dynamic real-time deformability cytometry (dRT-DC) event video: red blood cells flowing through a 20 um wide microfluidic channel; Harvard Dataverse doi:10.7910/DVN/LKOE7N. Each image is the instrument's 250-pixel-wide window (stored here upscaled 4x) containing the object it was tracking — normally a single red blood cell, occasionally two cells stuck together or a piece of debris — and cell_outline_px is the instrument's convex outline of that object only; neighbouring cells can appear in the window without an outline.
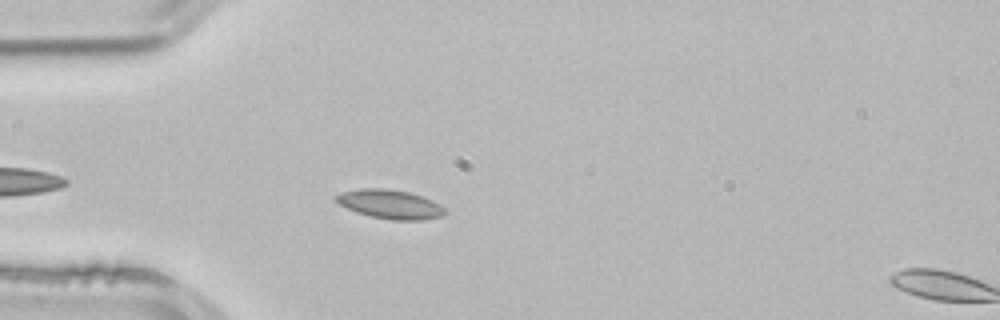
{"species": "common noctule bat (a hibernating species)", "species_latin": "Nyctalus noctula", "temperature_condition": "room temperature", "stored_images_in_passage": 7, "camera_frame_rate_fps": 3000, "um_per_image_px": 0.085, "animal": {"sex": "male", "body_mass_g": 21.5, "forearm_length_mm": 52.0}, "frame": {"image": 1, "passage_image": 5, "time_ms": 1.333, "image_size_px": [1000, 320], "cell_outline_px": [[448, 212], [440, 216], [424, 220], [392, 220], [372, 216], [356, 212], [340, 204], [336, 200], [336, 196], [340, 192], [360, 188], [384, 188], [408, 192], [432, 200], [440, 204]], "centroid_in_image_um": [33.17, 17.36], "position_along_channel_um": 51.8, "area_um2": 18.26}}